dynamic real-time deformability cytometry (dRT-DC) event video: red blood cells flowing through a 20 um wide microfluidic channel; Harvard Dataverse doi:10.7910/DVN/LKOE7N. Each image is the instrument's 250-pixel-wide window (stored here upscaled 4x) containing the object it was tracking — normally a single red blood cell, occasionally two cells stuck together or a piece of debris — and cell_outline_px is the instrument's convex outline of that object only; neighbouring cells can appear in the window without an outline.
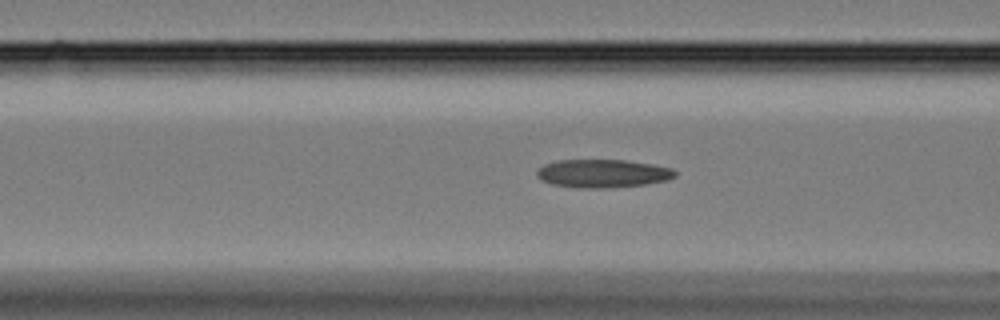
{"species": "Egyptian fruit bat (a non-hibernating species)", "species_latin": "Rousettus aegyptiacus", "temperature_condition": "cold", "stored_images_in_passage": 35, "camera_frame_rate_fps": 3000, "um_per_image_px": 0.085, "animal": {"sex": "female"}, "frame": {"image": 1, "passage_image": 4, "time_ms": 1.0, "image_size_px": [1000, 320], "cell_outline_px": [[676, 176], [668, 180], [648, 184], [612, 188], [580, 188], [552, 184], [540, 180], [536, 176], [536, 172], [544, 164], [556, 160], [624, 160], [652, 164], [672, 168], [676, 172]], "centroid_in_image_um": [51.24, 14.75], "position_along_channel_um": 115.4, "area_um2": 22.95}}
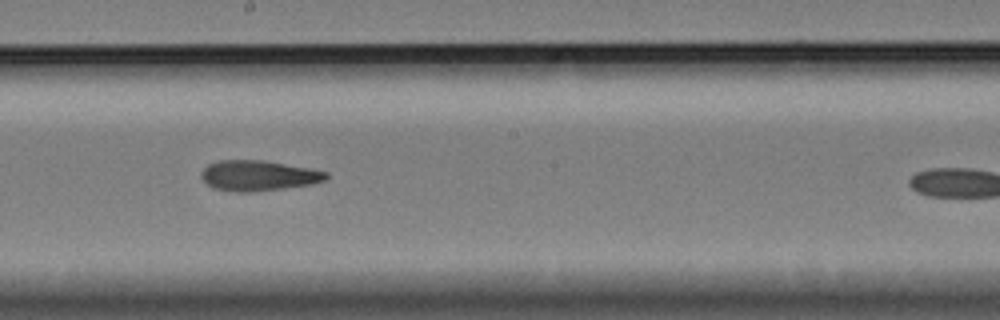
{"frame": {"image": 2, "passage_image": 14, "time_ms": 4.333, "image_size_px": [1000, 320], "cell_outline_px": [[328, 176], [324, 180], [312, 184], [284, 188], [248, 192], [236, 192], [212, 188], [200, 176], [200, 172], [208, 164], [220, 160], [264, 160], [308, 168], [328, 172]], "centroid_in_image_um": [21.93, 14.92], "position_along_channel_um": 226.3, "area_um2": 22.02}}
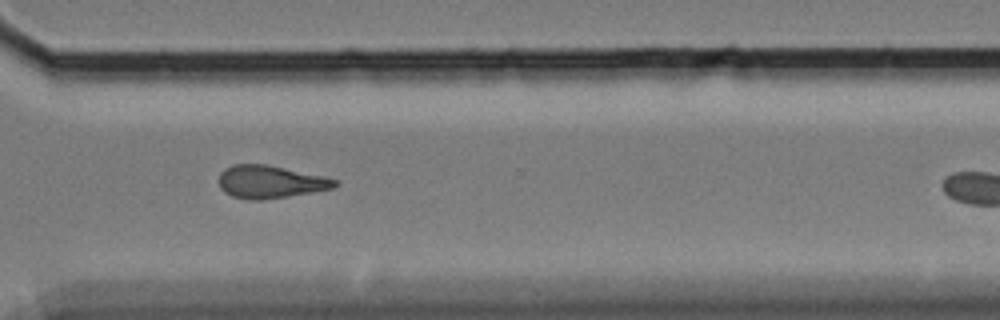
{"frame": {"image": 3, "passage_image": 25, "time_ms": 8.0, "image_size_px": [1000, 320], "cell_outline_px": [[340, 184], [332, 188], [312, 192], [288, 196], [260, 200], [252, 200], [232, 196], [224, 192], [220, 188], [220, 172], [224, 168], [232, 164], [268, 164], [324, 176], [336, 180]], "centroid_in_image_um": [22.96, 15.44], "position_along_channel_um": 347.6, "area_um2": 22.14}, "authors_computed_cell_mechanics": {"area_um2": 21.7906, "velocity_mm_per_s": 3.3167, "shape_relaxation_time_tau1_ms": null, "shape_relaxation_time_tau2_ms": 5.5732, "deformation_change_tau1": null, "deformation_change_tau2": 0.1404}}